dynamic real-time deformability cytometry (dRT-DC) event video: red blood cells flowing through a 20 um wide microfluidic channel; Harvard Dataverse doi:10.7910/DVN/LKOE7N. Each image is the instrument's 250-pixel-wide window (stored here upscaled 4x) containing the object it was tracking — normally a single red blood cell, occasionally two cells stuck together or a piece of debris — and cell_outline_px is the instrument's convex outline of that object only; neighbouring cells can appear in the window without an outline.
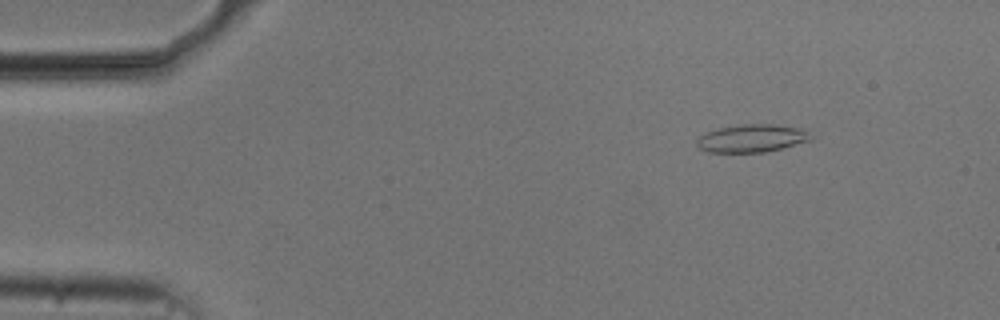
{"species": "common noctule bat (a hibernating species)", "species_latin": "Nyctalus noctula", "temperature_condition": "cold", "stored_images_in_passage": 48, "camera_frame_rate_fps": 3000, "um_per_image_px": 0.085, "animal": {"sex": "male", "body_mass_g": 20.5, "forearm_length_mm": 52.5}, "frame": {"image": 1, "passage_image": 1, "time_ms": 0.0, "image_size_px": [1000, 320], "cell_outline_px": [[812, 140], [764, 152], [708, 152], [700, 148], [696, 144], [696, 140], [700, 136], [708, 132], [720, 128], [744, 124], [772, 124], [800, 128], [812, 136]], "centroid_in_image_um": [63.9, 11.76], "position_along_channel_um": 21.1, "area_um2": 18.15}}
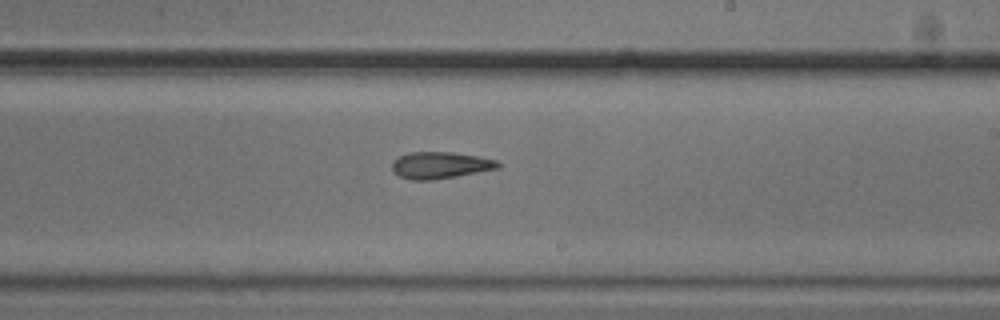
{"frame": {"image": 2, "passage_image": 26, "time_ms": 8.333, "image_size_px": [1000, 320], "cell_outline_px": [[504, 164], [500, 168], [456, 176], [432, 180], [412, 180], [400, 176], [392, 172], [392, 160], [408, 152], [452, 152], [480, 156], [496, 160]], "centroid_in_image_um": [37.44, 14.04], "position_along_channel_um": 251.6, "area_um2": 16.7}}
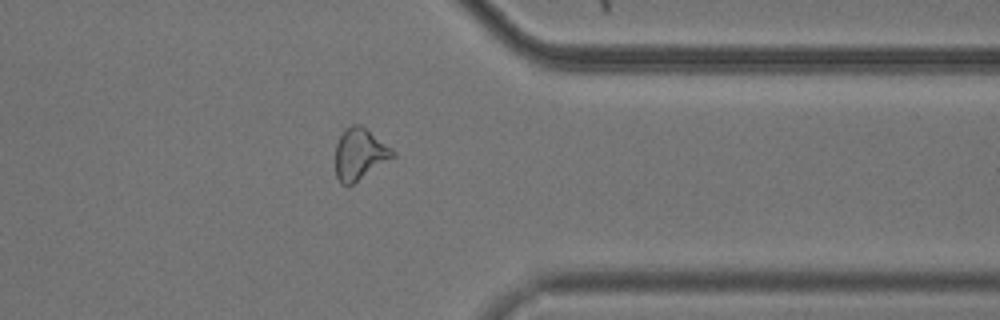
{"frame": {"image": 3, "passage_image": 37, "time_ms": 12.0, "image_size_px": [1000, 320], "cell_outline_px": [[396, 156], [352, 184], [340, 184], [336, 176], [336, 144], [344, 128], [352, 124], [360, 124], [392, 148], [396, 152]], "centroid_in_image_um": [30.58, 13.08], "position_along_channel_um": 380.8, "area_um2": 17.11}, "authors_computed_cell_mechanics": {"area_um2": 17.4556, "velocity_mm_per_s": 3.742, "shape_relaxation_time_tau1_ms": null, "shape_relaxation_time_tau2_ms": 4.8962, "deformation_change_tau1": null, "deformation_change_tau2": 0.1481}}